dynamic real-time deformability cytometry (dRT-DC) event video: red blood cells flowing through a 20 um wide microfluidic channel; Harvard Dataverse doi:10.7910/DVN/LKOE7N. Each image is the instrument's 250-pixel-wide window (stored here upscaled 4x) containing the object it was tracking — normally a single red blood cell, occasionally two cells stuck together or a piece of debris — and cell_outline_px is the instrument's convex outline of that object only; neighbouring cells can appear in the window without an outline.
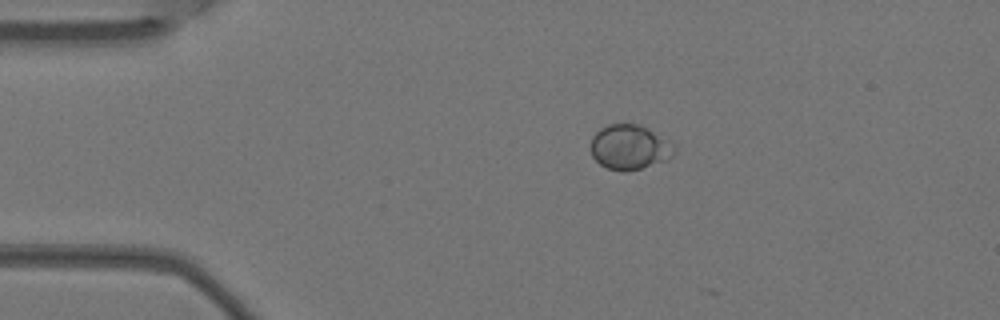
{"species": "Egyptian fruit bat (a non-hibernating species)", "species_latin": "Rousettus aegyptiacus", "temperature_condition": "warm", "stored_images_in_passage": 5, "camera_frame_rate_fps": 3000, "um_per_image_px": 0.085, "animal": {"sex": "female"}, "frame": {"image": 1, "passage_image": 5, "time_ms": 1.333, "image_size_px": [1000, 320], "cell_outline_px": [[676, 152], [668, 160], [640, 168], [624, 172], [608, 168], [600, 164], [592, 156], [592, 136], [600, 128], [608, 124], [640, 124], [676, 148]], "centroid_in_image_um": [53.49, 12.52], "position_along_channel_um": 31.5, "area_um2": 21.39}}